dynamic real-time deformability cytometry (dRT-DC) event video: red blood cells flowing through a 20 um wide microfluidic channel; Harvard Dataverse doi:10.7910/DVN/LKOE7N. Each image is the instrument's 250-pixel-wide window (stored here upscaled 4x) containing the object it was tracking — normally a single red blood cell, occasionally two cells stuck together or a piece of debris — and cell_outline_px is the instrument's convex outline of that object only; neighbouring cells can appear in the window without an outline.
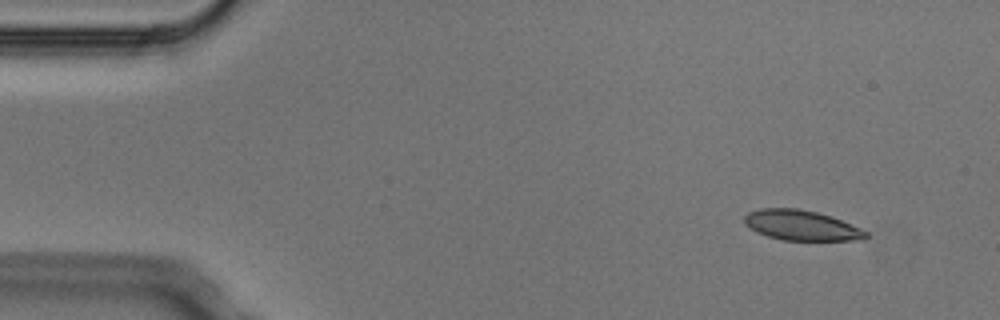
{"species": "Egyptian fruit bat (a non-hibernating species)", "species_latin": "Rousettus aegyptiacus", "temperature_condition": "cold", "stored_images_in_passage": 4, "camera_frame_rate_fps": 3000, "um_per_image_px": 0.085, "animal": {"sex": "male"}, "frame": {"image": 1, "passage_image": 1, "time_ms": 0.0, "image_size_px": [1000, 320], "cell_outline_px": [[868, 236], [864, 240], [784, 240], [768, 236], [756, 232], [744, 224], [744, 216], [748, 212], [760, 208], [796, 208], [816, 212], [832, 216], [860, 228], [868, 232]], "centroid_in_image_um": [68.11, 19.15], "position_along_channel_um": 16.9, "area_um2": 21.39}}
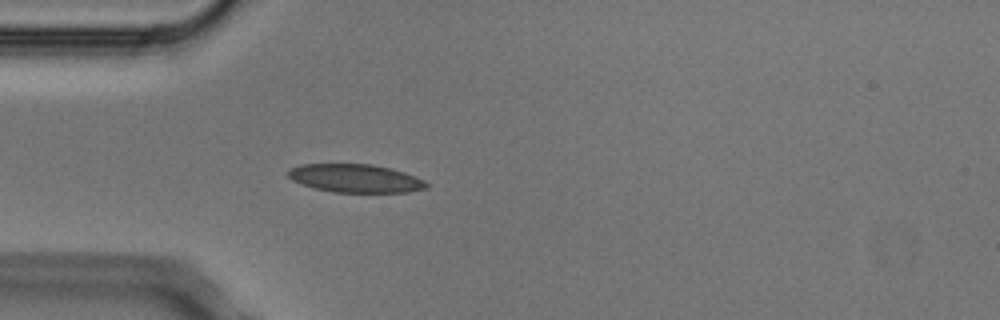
{"frame": {"image": 2, "passage_image": 4, "time_ms": 1.0, "image_size_px": [1000, 320], "cell_outline_px": [[428, 188], [408, 192], [336, 192], [316, 188], [292, 180], [288, 176], [288, 168], [300, 164], [372, 164], [392, 168], [404, 172], [424, 180], [428, 184]], "centroid_in_image_um": [30.22, 15.15], "position_along_channel_um": 54.8, "area_um2": 22.72}}